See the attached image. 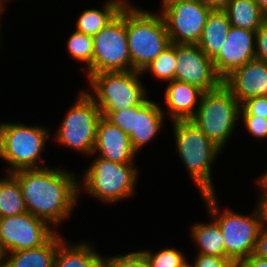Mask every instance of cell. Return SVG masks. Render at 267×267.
Wrapping results in <instances>:
<instances>
[{
    "label": "cell",
    "instance_id": "1",
    "mask_svg": "<svg viewBox=\"0 0 267 267\" xmlns=\"http://www.w3.org/2000/svg\"><path fill=\"white\" fill-rule=\"evenodd\" d=\"M12 175L20 183L28 213L44 219L57 231L73 215L80 201L79 176L75 172L47 166L19 170Z\"/></svg>",
    "mask_w": 267,
    "mask_h": 267
},
{
    "label": "cell",
    "instance_id": "2",
    "mask_svg": "<svg viewBox=\"0 0 267 267\" xmlns=\"http://www.w3.org/2000/svg\"><path fill=\"white\" fill-rule=\"evenodd\" d=\"M175 147L200 195L214 194L212 168L223 151L191 120L172 121ZM220 153V154H219Z\"/></svg>",
    "mask_w": 267,
    "mask_h": 267
},
{
    "label": "cell",
    "instance_id": "3",
    "mask_svg": "<svg viewBox=\"0 0 267 267\" xmlns=\"http://www.w3.org/2000/svg\"><path fill=\"white\" fill-rule=\"evenodd\" d=\"M209 216L218 223L225 243V258H231L239 264L254 253L257 235L263 223V211L256 203L253 212L241 214L233 208L221 210L217 194L201 195ZM209 211V212H208Z\"/></svg>",
    "mask_w": 267,
    "mask_h": 267
},
{
    "label": "cell",
    "instance_id": "4",
    "mask_svg": "<svg viewBox=\"0 0 267 267\" xmlns=\"http://www.w3.org/2000/svg\"><path fill=\"white\" fill-rule=\"evenodd\" d=\"M126 32L131 70L142 72L171 44L161 13L143 10L131 1L126 3Z\"/></svg>",
    "mask_w": 267,
    "mask_h": 267
},
{
    "label": "cell",
    "instance_id": "5",
    "mask_svg": "<svg viewBox=\"0 0 267 267\" xmlns=\"http://www.w3.org/2000/svg\"><path fill=\"white\" fill-rule=\"evenodd\" d=\"M94 157L81 173V179H78L79 197L83 191L99 202L114 204L136 195L140 170L135 164H121L96 155Z\"/></svg>",
    "mask_w": 267,
    "mask_h": 267
},
{
    "label": "cell",
    "instance_id": "6",
    "mask_svg": "<svg viewBox=\"0 0 267 267\" xmlns=\"http://www.w3.org/2000/svg\"><path fill=\"white\" fill-rule=\"evenodd\" d=\"M50 134L52 133L49 128L44 125L32 126L22 122L11 123L1 120L0 160L7 163V170L4 172L12 174L19 170L47 167L42 154L47 140L51 138Z\"/></svg>",
    "mask_w": 267,
    "mask_h": 267
},
{
    "label": "cell",
    "instance_id": "7",
    "mask_svg": "<svg viewBox=\"0 0 267 267\" xmlns=\"http://www.w3.org/2000/svg\"><path fill=\"white\" fill-rule=\"evenodd\" d=\"M142 76L136 70L100 72L87 78L90 89L83 90L101 112H117L141 105L149 97Z\"/></svg>",
    "mask_w": 267,
    "mask_h": 267
},
{
    "label": "cell",
    "instance_id": "8",
    "mask_svg": "<svg viewBox=\"0 0 267 267\" xmlns=\"http://www.w3.org/2000/svg\"><path fill=\"white\" fill-rule=\"evenodd\" d=\"M240 119V103L222 83L203 92L199 107L191 121L221 149L230 141Z\"/></svg>",
    "mask_w": 267,
    "mask_h": 267
},
{
    "label": "cell",
    "instance_id": "9",
    "mask_svg": "<svg viewBox=\"0 0 267 267\" xmlns=\"http://www.w3.org/2000/svg\"><path fill=\"white\" fill-rule=\"evenodd\" d=\"M69 108L55 129L57 131L53 139L62 147L83 153V156H92L97 124L102 117L101 111L83 89L79 90L77 99L75 98V102Z\"/></svg>",
    "mask_w": 267,
    "mask_h": 267
},
{
    "label": "cell",
    "instance_id": "10",
    "mask_svg": "<svg viewBox=\"0 0 267 267\" xmlns=\"http://www.w3.org/2000/svg\"><path fill=\"white\" fill-rule=\"evenodd\" d=\"M130 70L125 5L113 20L93 36V61L85 74L87 79L100 72Z\"/></svg>",
    "mask_w": 267,
    "mask_h": 267
},
{
    "label": "cell",
    "instance_id": "11",
    "mask_svg": "<svg viewBox=\"0 0 267 267\" xmlns=\"http://www.w3.org/2000/svg\"><path fill=\"white\" fill-rule=\"evenodd\" d=\"M162 108L161 104L148 97L141 105L101 114L129 136L133 150L139 154L163 129L167 117Z\"/></svg>",
    "mask_w": 267,
    "mask_h": 267
},
{
    "label": "cell",
    "instance_id": "12",
    "mask_svg": "<svg viewBox=\"0 0 267 267\" xmlns=\"http://www.w3.org/2000/svg\"><path fill=\"white\" fill-rule=\"evenodd\" d=\"M57 230L28 212L0 218V255L45 244Z\"/></svg>",
    "mask_w": 267,
    "mask_h": 267
},
{
    "label": "cell",
    "instance_id": "13",
    "mask_svg": "<svg viewBox=\"0 0 267 267\" xmlns=\"http://www.w3.org/2000/svg\"><path fill=\"white\" fill-rule=\"evenodd\" d=\"M211 10L198 0L179 1L163 8L160 13L170 42L198 44Z\"/></svg>",
    "mask_w": 267,
    "mask_h": 267
},
{
    "label": "cell",
    "instance_id": "14",
    "mask_svg": "<svg viewBox=\"0 0 267 267\" xmlns=\"http://www.w3.org/2000/svg\"><path fill=\"white\" fill-rule=\"evenodd\" d=\"M175 50V80L195 85L204 92L215 90L223 83L215 71L213 60L198 44H175Z\"/></svg>",
    "mask_w": 267,
    "mask_h": 267
},
{
    "label": "cell",
    "instance_id": "15",
    "mask_svg": "<svg viewBox=\"0 0 267 267\" xmlns=\"http://www.w3.org/2000/svg\"><path fill=\"white\" fill-rule=\"evenodd\" d=\"M256 31L231 26L219 54L213 59L217 75L224 80L255 58Z\"/></svg>",
    "mask_w": 267,
    "mask_h": 267
},
{
    "label": "cell",
    "instance_id": "16",
    "mask_svg": "<svg viewBox=\"0 0 267 267\" xmlns=\"http://www.w3.org/2000/svg\"><path fill=\"white\" fill-rule=\"evenodd\" d=\"M136 154L131 146L129 136L102 116L97 124L92 155H97L111 162L136 164L135 159L138 156Z\"/></svg>",
    "mask_w": 267,
    "mask_h": 267
},
{
    "label": "cell",
    "instance_id": "17",
    "mask_svg": "<svg viewBox=\"0 0 267 267\" xmlns=\"http://www.w3.org/2000/svg\"><path fill=\"white\" fill-rule=\"evenodd\" d=\"M223 84L240 104L249 98L267 97V62L254 58L233 71Z\"/></svg>",
    "mask_w": 267,
    "mask_h": 267
},
{
    "label": "cell",
    "instance_id": "18",
    "mask_svg": "<svg viewBox=\"0 0 267 267\" xmlns=\"http://www.w3.org/2000/svg\"><path fill=\"white\" fill-rule=\"evenodd\" d=\"M166 84L164 104L167 107L165 110L162 108L165 116L170 122L191 120L197 112L204 91L195 85L175 79Z\"/></svg>",
    "mask_w": 267,
    "mask_h": 267
},
{
    "label": "cell",
    "instance_id": "19",
    "mask_svg": "<svg viewBox=\"0 0 267 267\" xmlns=\"http://www.w3.org/2000/svg\"><path fill=\"white\" fill-rule=\"evenodd\" d=\"M57 231L40 247L5 253L1 255V267H54L58 246L65 237Z\"/></svg>",
    "mask_w": 267,
    "mask_h": 267
},
{
    "label": "cell",
    "instance_id": "20",
    "mask_svg": "<svg viewBox=\"0 0 267 267\" xmlns=\"http://www.w3.org/2000/svg\"><path fill=\"white\" fill-rule=\"evenodd\" d=\"M68 242V243H67ZM63 241L57 248L54 267H101L103 256L89 240ZM93 244V245H92Z\"/></svg>",
    "mask_w": 267,
    "mask_h": 267
},
{
    "label": "cell",
    "instance_id": "21",
    "mask_svg": "<svg viewBox=\"0 0 267 267\" xmlns=\"http://www.w3.org/2000/svg\"><path fill=\"white\" fill-rule=\"evenodd\" d=\"M230 28L231 24L224 10L210 11L198 43L208 58L213 60L219 54Z\"/></svg>",
    "mask_w": 267,
    "mask_h": 267
},
{
    "label": "cell",
    "instance_id": "22",
    "mask_svg": "<svg viewBox=\"0 0 267 267\" xmlns=\"http://www.w3.org/2000/svg\"><path fill=\"white\" fill-rule=\"evenodd\" d=\"M130 0H106L101 8L84 9L77 17L75 30L94 36L113 20Z\"/></svg>",
    "mask_w": 267,
    "mask_h": 267
},
{
    "label": "cell",
    "instance_id": "23",
    "mask_svg": "<svg viewBox=\"0 0 267 267\" xmlns=\"http://www.w3.org/2000/svg\"><path fill=\"white\" fill-rule=\"evenodd\" d=\"M208 223L194 222L190 228L191 239L196 244L199 254L225 257V243L217 221L210 216Z\"/></svg>",
    "mask_w": 267,
    "mask_h": 267
},
{
    "label": "cell",
    "instance_id": "24",
    "mask_svg": "<svg viewBox=\"0 0 267 267\" xmlns=\"http://www.w3.org/2000/svg\"><path fill=\"white\" fill-rule=\"evenodd\" d=\"M223 10L236 28L256 31L267 20V14L253 0H229Z\"/></svg>",
    "mask_w": 267,
    "mask_h": 267
},
{
    "label": "cell",
    "instance_id": "25",
    "mask_svg": "<svg viewBox=\"0 0 267 267\" xmlns=\"http://www.w3.org/2000/svg\"><path fill=\"white\" fill-rule=\"evenodd\" d=\"M26 212L19 181L12 174L0 178V218Z\"/></svg>",
    "mask_w": 267,
    "mask_h": 267
},
{
    "label": "cell",
    "instance_id": "26",
    "mask_svg": "<svg viewBox=\"0 0 267 267\" xmlns=\"http://www.w3.org/2000/svg\"><path fill=\"white\" fill-rule=\"evenodd\" d=\"M175 44L168 45L151 63H149L142 74L151 73L156 80L170 82L175 79L177 64Z\"/></svg>",
    "mask_w": 267,
    "mask_h": 267
},
{
    "label": "cell",
    "instance_id": "27",
    "mask_svg": "<svg viewBox=\"0 0 267 267\" xmlns=\"http://www.w3.org/2000/svg\"><path fill=\"white\" fill-rule=\"evenodd\" d=\"M66 50L72 59L84 63V71L87 70L93 61V36L75 30L69 35L66 42Z\"/></svg>",
    "mask_w": 267,
    "mask_h": 267
},
{
    "label": "cell",
    "instance_id": "28",
    "mask_svg": "<svg viewBox=\"0 0 267 267\" xmlns=\"http://www.w3.org/2000/svg\"><path fill=\"white\" fill-rule=\"evenodd\" d=\"M147 258L150 267H184L188 264L183 251L174 247H163L155 251L141 250Z\"/></svg>",
    "mask_w": 267,
    "mask_h": 267
},
{
    "label": "cell",
    "instance_id": "29",
    "mask_svg": "<svg viewBox=\"0 0 267 267\" xmlns=\"http://www.w3.org/2000/svg\"><path fill=\"white\" fill-rule=\"evenodd\" d=\"M103 265L105 267H150L144 253L132 251L124 254L108 255L103 257Z\"/></svg>",
    "mask_w": 267,
    "mask_h": 267
},
{
    "label": "cell",
    "instance_id": "30",
    "mask_svg": "<svg viewBox=\"0 0 267 267\" xmlns=\"http://www.w3.org/2000/svg\"><path fill=\"white\" fill-rule=\"evenodd\" d=\"M240 116H258L267 118V97H253L240 104Z\"/></svg>",
    "mask_w": 267,
    "mask_h": 267
},
{
    "label": "cell",
    "instance_id": "31",
    "mask_svg": "<svg viewBox=\"0 0 267 267\" xmlns=\"http://www.w3.org/2000/svg\"><path fill=\"white\" fill-rule=\"evenodd\" d=\"M243 125L252 137H256L260 141L267 138V118L258 116H240Z\"/></svg>",
    "mask_w": 267,
    "mask_h": 267
},
{
    "label": "cell",
    "instance_id": "32",
    "mask_svg": "<svg viewBox=\"0 0 267 267\" xmlns=\"http://www.w3.org/2000/svg\"><path fill=\"white\" fill-rule=\"evenodd\" d=\"M192 262H188L191 267H238V264L231 258L202 255L199 253L196 254Z\"/></svg>",
    "mask_w": 267,
    "mask_h": 267
},
{
    "label": "cell",
    "instance_id": "33",
    "mask_svg": "<svg viewBox=\"0 0 267 267\" xmlns=\"http://www.w3.org/2000/svg\"><path fill=\"white\" fill-rule=\"evenodd\" d=\"M255 59L267 62V20L256 30Z\"/></svg>",
    "mask_w": 267,
    "mask_h": 267
},
{
    "label": "cell",
    "instance_id": "34",
    "mask_svg": "<svg viewBox=\"0 0 267 267\" xmlns=\"http://www.w3.org/2000/svg\"><path fill=\"white\" fill-rule=\"evenodd\" d=\"M253 255L267 260V226L264 224L258 232Z\"/></svg>",
    "mask_w": 267,
    "mask_h": 267
},
{
    "label": "cell",
    "instance_id": "35",
    "mask_svg": "<svg viewBox=\"0 0 267 267\" xmlns=\"http://www.w3.org/2000/svg\"><path fill=\"white\" fill-rule=\"evenodd\" d=\"M238 267H267V260L256 257L255 255H250L244 258Z\"/></svg>",
    "mask_w": 267,
    "mask_h": 267
},
{
    "label": "cell",
    "instance_id": "36",
    "mask_svg": "<svg viewBox=\"0 0 267 267\" xmlns=\"http://www.w3.org/2000/svg\"><path fill=\"white\" fill-rule=\"evenodd\" d=\"M205 6L211 8L212 10L218 9L223 10L226 6L229 0H198Z\"/></svg>",
    "mask_w": 267,
    "mask_h": 267
},
{
    "label": "cell",
    "instance_id": "37",
    "mask_svg": "<svg viewBox=\"0 0 267 267\" xmlns=\"http://www.w3.org/2000/svg\"><path fill=\"white\" fill-rule=\"evenodd\" d=\"M256 185L260 188L259 194H267V170L262 175L256 178Z\"/></svg>",
    "mask_w": 267,
    "mask_h": 267
},
{
    "label": "cell",
    "instance_id": "38",
    "mask_svg": "<svg viewBox=\"0 0 267 267\" xmlns=\"http://www.w3.org/2000/svg\"><path fill=\"white\" fill-rule=\"evenodd\" d=\"M258 196L259 198L257 202L263 211V223L265 226H267V194H259Z\"/></svg>",
    "mask_w": 267,
    "mask_h": 267
},
{
    "label": "cell",
    "instance_id": "39",
    "mask_svg": "<svg viewBox=\"0 0 267 267\" xmlns=\"http://www.w3.org/2000/svg\"><path fill=\"white\" fill-rule=\"evenodd\" d=\"M179 1H188V0H160V6L161 8L159 11H161L163 8L169 6L172 3L179 2Z\"/></svg>",
    "mask_w": 267,
    "mask_h": 267
},
{
    "label": "cell",
    "instance_id": "40",
    "mask_svg": "<svg viewBox=\"0 0 267 267\" xmlns=\"http://www.w3.org/2000/svg\"><path fill=\"white\" fill-rule=\"evenodd\" d=\"M267 14V0H253Z\"/></svg>",
    "mask_w": 267,
    "mask_h": 267
},
{
    "label": "cell",
    "instance_id": "41",
    "mask_svg": "<svg viewBox=\"0 0 267 267\" xmlns=\"http://www.w3.org/2000/svg\"><path fill=\"white\" fill-rule=\"evenodd\" d=\"M5 5L6 3L3 0H0V13H5L6 11Z\"/></svg>",
    "mask_w": 267,
    "mask_h": 267
},
{
    "label": "cell",
    "instance_id": "42",
    "mask_svg": "<svg viewBox=\"0 0 267 267\" xmlns=\"http://www.w3.org/2000/svg\"><path fill=\"white\" fill-rule=\"evenodd\" d=\"M2 15H4V13H0V34H1V27H2L1 26V19L3 18ZM0 38H1V35H0ZM0 45H1V43H0Z\"/></svg>",
    "mask_w": 267,
    "mask_h": 267
}]
</instances>
